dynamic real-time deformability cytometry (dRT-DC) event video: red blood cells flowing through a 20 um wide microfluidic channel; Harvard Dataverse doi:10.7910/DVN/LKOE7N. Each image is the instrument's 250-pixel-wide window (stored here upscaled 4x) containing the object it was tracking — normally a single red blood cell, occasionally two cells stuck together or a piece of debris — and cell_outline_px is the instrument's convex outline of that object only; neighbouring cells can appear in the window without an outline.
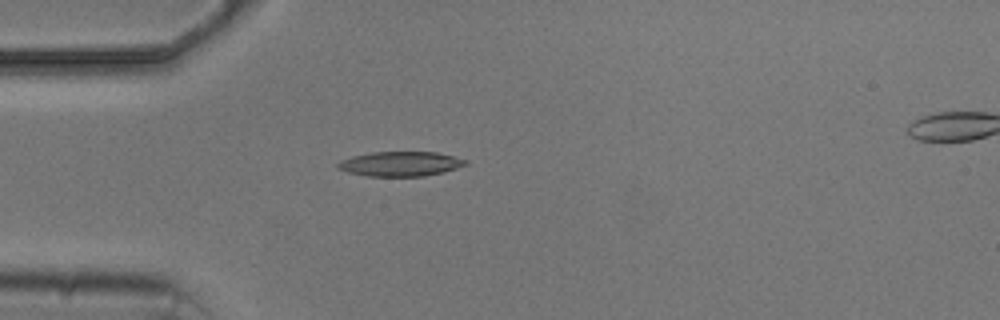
{"species": "common noctule bat (a hibernating species)", "species_latin": "Nyctalus noctula", "temperature_condition": "cold", "stored_images_in_passage": 5, "camera_frame_rate_fps": 3000, "um_per_image_px": 0.085, "animal": {"sex": "male", "body_mass_g": 20.5, "forearm_length_mm": 52.5}, "frame": {"image": 1, "passage_image": 4, "time_ms": 4.333, "image_size_px": [1000, 320], "cell_outline_px": [[468, 164], [456, 168], [424, 176], [368, 176], [348, 172], [336, 168], [336, 164], [340, 160], [352, 156], [372, 152], [436, 152], [468, 160]], "centroid_in_image_um": [33.99, 13.92], "position_along_channel_um": 51.0, "area_um2": 18.26}}